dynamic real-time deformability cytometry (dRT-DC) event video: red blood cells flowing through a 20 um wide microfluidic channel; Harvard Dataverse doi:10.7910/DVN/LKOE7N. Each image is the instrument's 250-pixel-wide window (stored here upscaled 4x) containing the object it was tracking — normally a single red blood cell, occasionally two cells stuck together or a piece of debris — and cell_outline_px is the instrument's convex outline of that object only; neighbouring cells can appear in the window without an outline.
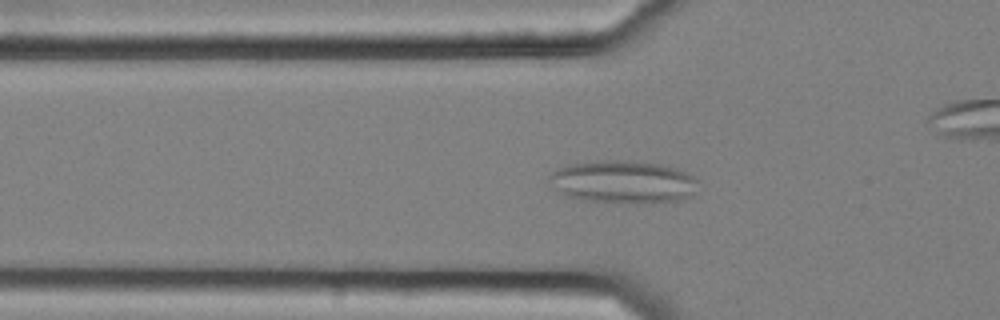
{"species": "common noctule bat (a hibernating species)", "species_latin": "Nyctalus noctula", "temperature_condition": "cold", "stored_images_in_passage": 52, "camera_frame_rate_fps": 3000, "um_per_image_px": 0.085, "animal": {"sex": "female", "body_mass_g": 25.1}, "frame": {"image": 1, "passage_image": 19, "time_ms": 6.0, "image_size_px": [1000, 320], "cell_outline_px": [[700, 180], [692, 196], [688, 200], [652, 204], [636, 204], [588, 200], [568, 196], [560, 192], [548, 184], [548, 176], [552, 172], [568, 164], [600, 160], [624, 160], [664, 164], [676, 168]], "centroid_in_image_um": [53.03, 15.48], "position_along_channel_um": 72.8, "area_um2": 37.86}}
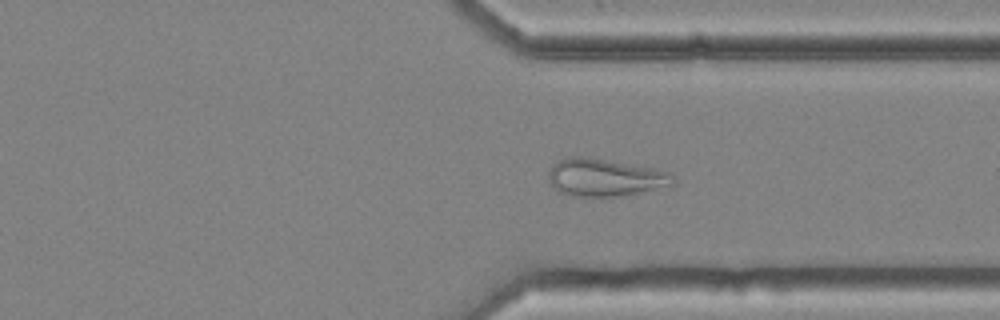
{"frame": {"image": 2, "passage_image": 40, "time_ms": 13.0, "image_size_px": [1000, 320], "cell_outline_px": [[676, 184], [672, 188], [620, 196], [572, 196], [560, 192], [548, 180], [548, 172], [552, 164], [568, 156], [584, 156], [652, 168], [672, 172]], "centroid_in_image_um": [51.5, 15.1], "position_along_channel_um": 359.9, "area_um2": 27.74}}
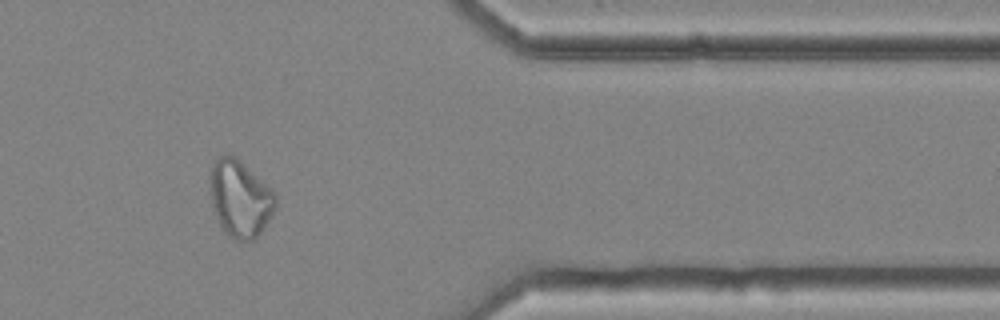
{"frame": {"image": 3, "passage_image": 44, "time_ms": 14.333, "image_size_px": [1000, 320], "cell_outline_px": [[276, 208], [260, 232], [252, 240], [236, 240], [228, 236], [224, 232], [216, 216], [212, 204], [212, 164], [224, 152], [232, 152], [272, 188], [276, 196]], "centroid_in_image_um": [20.43, 16.83], "position_along_channel_um": 391.0, "area_um2": 29.19}}